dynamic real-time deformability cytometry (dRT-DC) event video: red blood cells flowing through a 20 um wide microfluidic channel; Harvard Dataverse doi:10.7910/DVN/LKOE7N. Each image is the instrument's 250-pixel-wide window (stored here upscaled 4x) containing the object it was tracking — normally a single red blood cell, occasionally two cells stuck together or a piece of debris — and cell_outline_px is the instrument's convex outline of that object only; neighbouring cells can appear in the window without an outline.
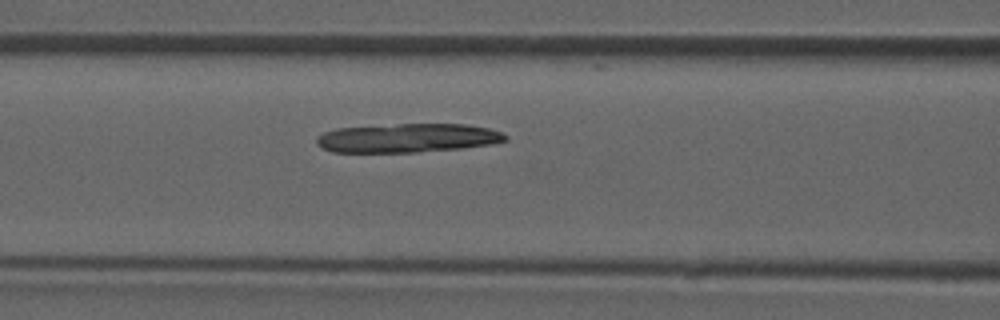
{"species": "common noctule bat (a hibernating species)", "species_latin": "Nyctalus noctula", "temperature_condition": "room temperature", "stored_images_in_passage": 40, "camera_frame_rate_fps": 3000, "um_per_image_px": 0.085, "animal": {"sex": "male", "forearm_length_mm": 52.5}, "frame": {"image": 1, "passage_image": 12, "time_ms": 3.667, "image_size_px": [1000, 320], "cell_outline_px": [[508, 140], [492, 144], [460, 148], [416, 152], [332, 152], [316, 144], [316, 136], [324, 132], [336, 128], [400, 124], [464, 124], [488, 128], [500, 132], [508, 136]], "centroid_in_image_um": [34.63, 11.73], "position_along_channel_um": 132.0, "area_um2": 31.73}}